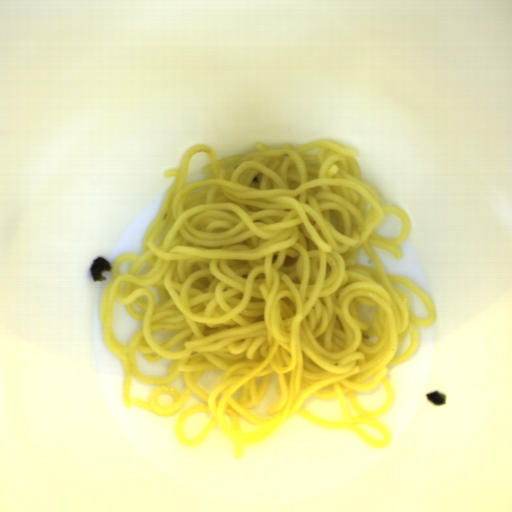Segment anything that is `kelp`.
Returning a JSON list of instances; mask_svg holds the SVG:
<instances>
[{
  "mask_svg": "<svg viewBox=\"0 0 512 512\" xmlns=\"http://www.w3.org/2000/svg\"><path fill=\"white\" fill-rule=\"evenodd\" d=\"M426 397L428 398V400L432 403V404H435V405H442L443 403H445L446 401V398H445V394L441 393V392H438L437 390L431 392V393H428V394H425Z\"/></svg>",
  "mask_w": 512,
  "mask_h": 512,
  "instance_id": "cf089659",
  "label": "kelp"
},
{
  "mask_svg": "<svg viewBox=\"0 0 512 512\" xmlns=\"http://www.w3.org/2000/svg\"><path fill=\"white\" fill-rule=\"evenodd\" d=\"M112 264L105 257L98 256L95 260L92 261L90 272L92 274V280L94 282H105L106 277H104L103 272L111 271Z\"/></svg>",
  "mask_w": 512,
  "mask_h": 512,
  "instance_id": "99668d17",
  "label": "kelp"
}]
</instances>
